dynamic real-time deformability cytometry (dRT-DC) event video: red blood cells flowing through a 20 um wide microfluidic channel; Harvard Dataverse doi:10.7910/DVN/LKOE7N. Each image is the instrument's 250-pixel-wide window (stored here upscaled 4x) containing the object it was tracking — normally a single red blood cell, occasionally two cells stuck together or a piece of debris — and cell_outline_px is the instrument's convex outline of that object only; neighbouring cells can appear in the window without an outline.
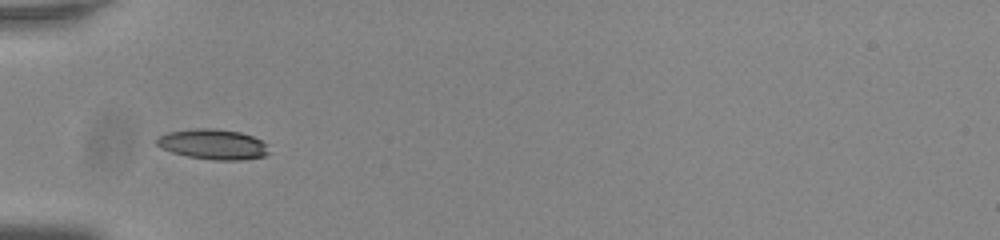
{"species": "common noctule bat (a hibernating species)", "species_latin": "Nyctalus noctula", "temperature_condition": "room temperature", "stored_images_in_passage": 23, "camera_frame_rate_fps": 3000, "um_per_image_px": 0.085, "animal": {"sex": "male", "body_mass_g": 20.0, "forearm_length_mm": 53.3}, "frame": {"image": 1, "passage_image": 1, "time_ms": 0.0, "image_size_px": [1000, 240], "cell_outline_px": [[268, 152], [264, 156], [240, 160], [212, 160], [188, 156], [172, 152], [160, 148], [156, 144], [156, 136], [168, 132], [196, 128], [212, 128], [240, 132], [252, 136], [260, 140], [264, 144]], "centroid_in_image_um": [18.03, 12.26], "position_along_channel_um": 67.0, "area_um2": 19.65}}
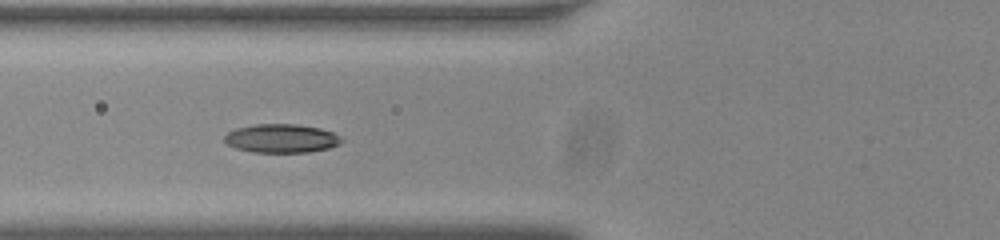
{"frame": {"image": 2, "passage_image": 4, "time_ms": 1.0, "image_size_px": [1000, 240], "cell_outline_px": [[344, 140], [340, 144], [328, 148], [308, 152], [252, 152], [236, 148], [228, 144], [224, 140], [224, 136], [228, 132], [236, 128], [256, 124], [296, 124], [320, 128], [332, 132]], "centroid_in_image_um": [23.92, 11.76], "position_along_channel_um": 101.9, "area_um2": 19.48}, "authors_computed_cell_mechanics": {"area_um2": 18.2648, "velocity_mm_per_s": 3.7452, "shape_relaxation_time_tau1_ms": null, "shape_relaxation_time_tau2_ms": 1.5493, "deformation_change_tau1": null, "deformation_change_tau2": 0.0906}}